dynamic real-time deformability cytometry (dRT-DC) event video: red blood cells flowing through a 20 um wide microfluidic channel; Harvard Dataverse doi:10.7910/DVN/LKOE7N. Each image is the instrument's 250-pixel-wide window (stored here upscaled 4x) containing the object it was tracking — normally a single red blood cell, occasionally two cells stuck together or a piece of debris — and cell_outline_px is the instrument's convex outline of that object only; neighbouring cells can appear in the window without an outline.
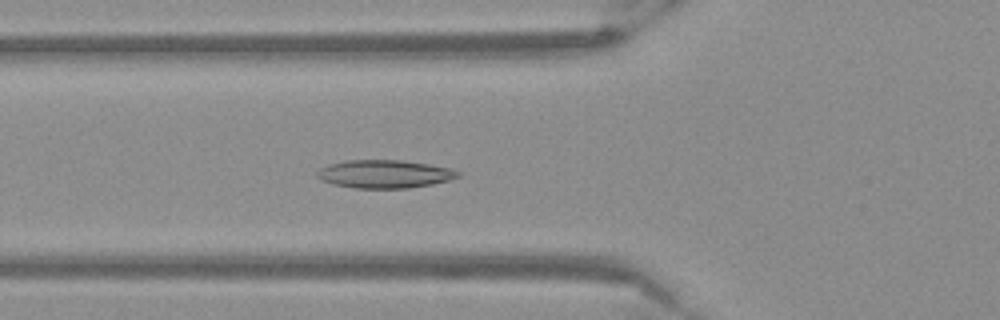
{"species": "Egyptian fruit bat (a non-hibernating species)", "species_latin": "Rousettus aegyptiacus", "temperature_condition": "warm", "stored_images_in_passage": 55, "camera_frame_rate_fps": 3000, "um_per_image_px": 0.085, "frame": {"image": 1, "passage_image": 20, "time_ms": 6.333, "image_size_px": [1000, 320], "cell_outline_px": [[460, 176], [448, 180], [432, 184], [408, 188], [356, 188], [332, 184], [320, 180], [316, 176], [316, 172], [320, 168], [328, 164], [348, 160], [400, 160], [428, 164], [448, 168], [460, 172]], "centroid_in_image_um": [32.63, 14.79], "position_along_channel_um": 93.2, "area_um2": 23.0}}
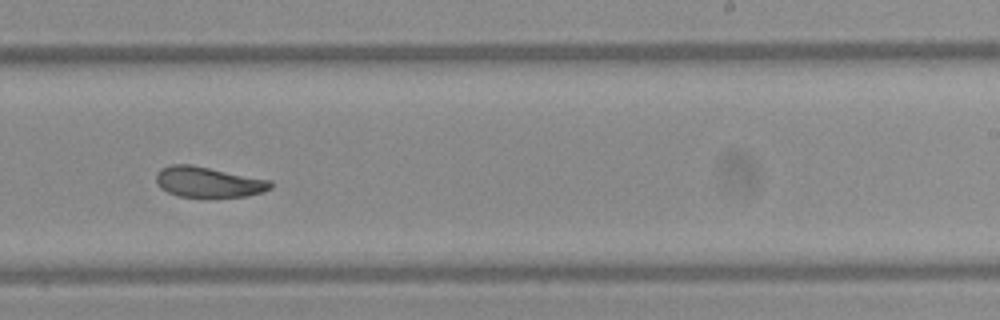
{"frame": {"image": 2, "passage_image": 34, "time_ms": 11.0, "image_size_px": [1000, 320], "cell_outline_px": [[272, 188], [264, 192], [248, 196], [180, 196], [168, 192], [160, 188], [156, 184], [156, 172], [160, 168], [172, 164], [192, 164], [272, 180]], "centroid_in_image_um": [17.71, 15.45], "position_along_channel_um": 271.3, "area_um2": 20.46}}
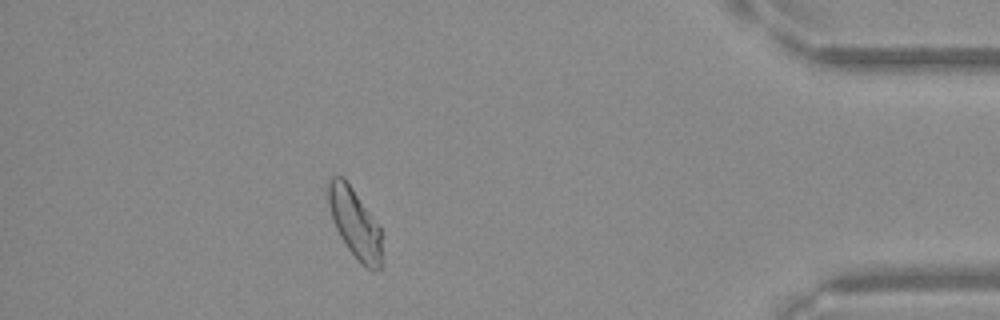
{"frame": {"image": 3, "passage_image": 48, "time_ms": 15.667, "image_size_px": [1000, 320], "cell_outline_px": [[380, 268], [376, 272], [364, 268], [360, 264], [348, 248], [340, 236], [332, 220], [328, 204], [328, 180], [332, 176], [340, 176], [352, 188], [380, 228]], "centroid_in_image_um": [30.13, 19.01], "position_along_channel_um": 405.1, "area_um2": 21.21}}